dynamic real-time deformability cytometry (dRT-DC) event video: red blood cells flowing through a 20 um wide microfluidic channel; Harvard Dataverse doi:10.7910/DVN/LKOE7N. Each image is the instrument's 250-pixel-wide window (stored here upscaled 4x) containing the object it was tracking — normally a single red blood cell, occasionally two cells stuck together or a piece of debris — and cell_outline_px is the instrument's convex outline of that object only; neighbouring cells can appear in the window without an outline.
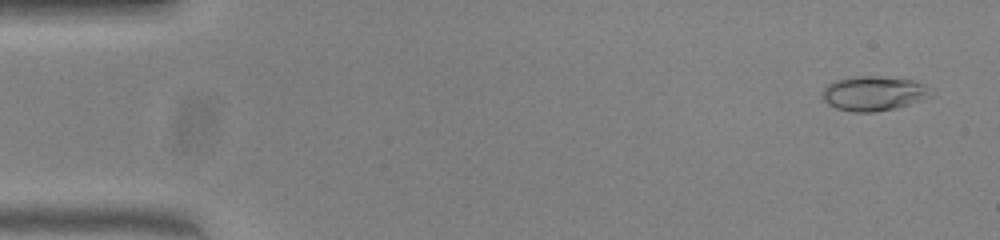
{"species": "common noctule bat (a hibernating species)", "species_latin": "Nyctalus noctula", "temperature_condition": "warm", "stored_images_in_passage": 52, "camera_frame_rate_fps": 3000, "um_per_image_px": 0.085, "animal": {"sex": "female", "body_mass_g": 23.0, "forearm_length_mm": 53.4}, "frame": {"image": 1, "passage_image": 3, "time_ms": 0.667, "image_size_px": [1000, 240], "cell_outline_px": [[936, 96], [924, 100], [896, 108], [876, 112], [852, 112], [836, 108], [828, 104], [824, 100], [824, 88], [828, 84], [836, 80], [856, 76], [880, 76], [916, 80], [928, 84], [932, 88]], "centroid_in_image_um": [74.4, 7.93], "position_along_channel_um": 10.6, "area_um2": 22.43}}
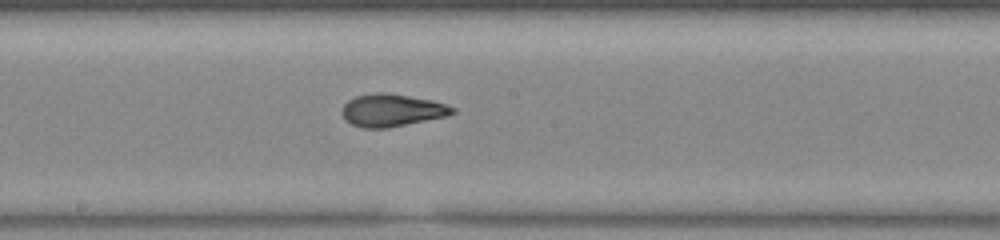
{"frame": {"image": 2, "passage_image": 28, "time_ms": 9.0, "image_size_px": [1000, 240], "cell_outline_px": [[456, 112], [448, 116], [388, 128], [364, 128], [352, 124], [344, 120], [340, 112], [344, 104], [348, 100], [356, 96], [376, 92], [384, 92], [432, 100], [456, 108]], "centroid_in_image_um": [33.29, 9.38], "position_along_channel_um": 214.9, "area_um2": 21.04}}
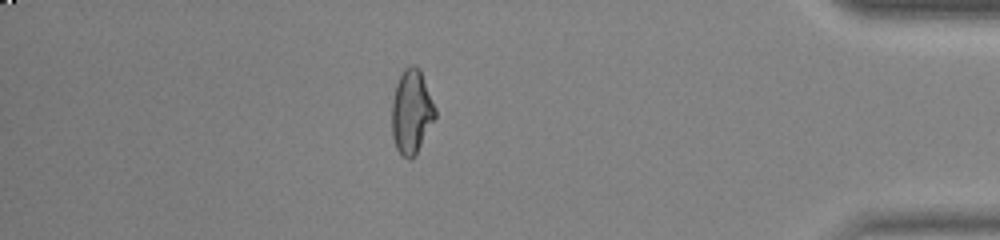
{"frame": {"image": 3, "passage_image": 45, "time_ms": 14.667, "image_size_px": [1000, 240], "cell_outline_px": [[436, 116], [416, 152], [408, 160], [396, 148], [392, 136], [392, 100], [396, 84], [404, 68], [412, 64], [416, 64], [420, 68], [436, 108]], "centroid_in_image_um": [34.97, 9.43], "position_along_channel_um": 400.2, "area_um2": 21.04}, "authors_computed_cell_mechanics": {"area_um2": 21.0103, "velocity_mm_per_s": 4.0019, "shape_relaxation_time_tau1_ms": null, "shape_relaxation_time_tau2_ms": 1.3824, "deformation_change_tau1": null, "deformation_change_tau2": 0.0605}}